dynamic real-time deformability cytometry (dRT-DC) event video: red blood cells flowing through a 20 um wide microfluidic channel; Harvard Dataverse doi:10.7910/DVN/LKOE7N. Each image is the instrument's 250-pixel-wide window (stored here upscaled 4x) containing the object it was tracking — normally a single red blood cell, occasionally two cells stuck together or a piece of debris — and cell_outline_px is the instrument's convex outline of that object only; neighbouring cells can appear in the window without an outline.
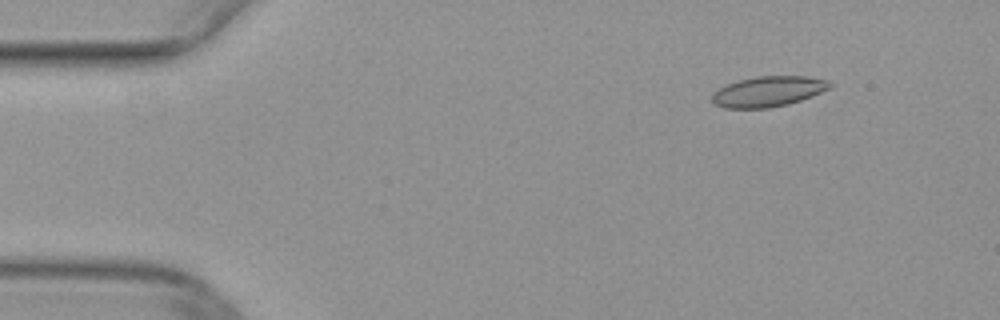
{"species": "common noctule bat (a hibernating species)", "species_latin": "Nyctalus noctula", "temperature_condition": "warm", "stored_images_in_passage": 45, "camera_frame_rate_fps": 3000, "um_per_image_px": 0.085, "animal": {"sex": "female", "body_mass_g": 29.2, "forearm_length_mm": 56.3}, "frame": {"image": 1, "passage_image": 1, "time_ms": 0.0, "image_size_px": [1000, 320], "cell_outline_px": [[832, 88], [812, 96], [788, 104], [768, 108], [724, 108], [712, 104], [712, 92], [728, 84], [740, 80], [756, 76], [808, 76], [828, 80], [832, 84]], "centroid_in_image_um": [65.31, 7.78], "position_along_channel_um": 19.7, "area_um2": 20.98}}
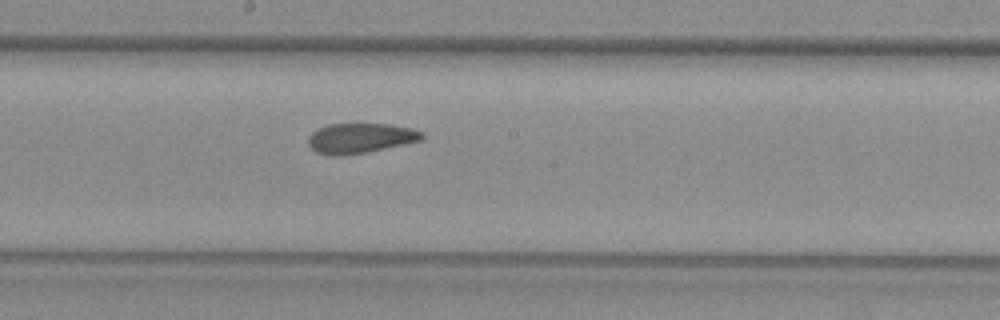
{"frame": {"image": 2, "passage_image": 22, "time_ms": 7.0, "image_size_px": [1000, 320], "cell_outline_px": [[424, 136], [420, 140], [364, 152], [336, 156], [332, 156], [316, 152], [308, 144], [308, 136], [312, 132], [328, 124], [388, 124], [412, 128], [424, 132]], "centroid_in_image_um": [30.59, 11.73], "position_along_channel_um": 217.6, "area_um2": 19.54}}
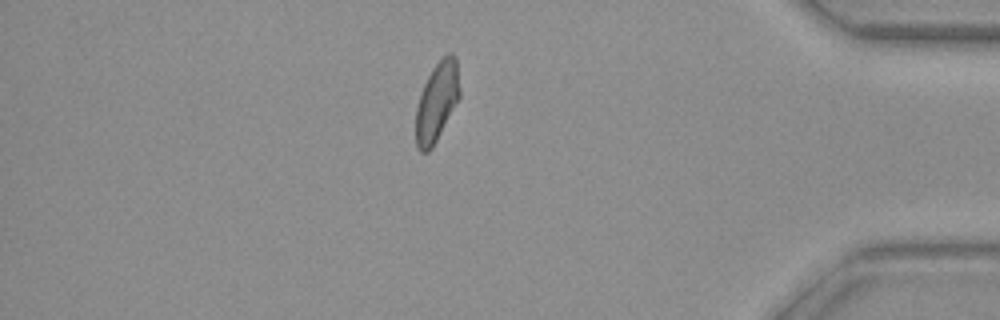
{"frame": {"image": 3, "passage_image": 38, "time_ms": 12.333, "image_size_px": [1000, 320], "cell_outline_px": [[460, 96], [432, 148], [428, 152], [420, 152], [416, 148], [416, 108], [420, 92], [432, 68], [448, 52], [452, 52], [456, 56], [460, 92]], "centroid_in_image_um": [37.12, 8.64], "position_along_channel_um": 398.1, "area_um2": 20.17}}